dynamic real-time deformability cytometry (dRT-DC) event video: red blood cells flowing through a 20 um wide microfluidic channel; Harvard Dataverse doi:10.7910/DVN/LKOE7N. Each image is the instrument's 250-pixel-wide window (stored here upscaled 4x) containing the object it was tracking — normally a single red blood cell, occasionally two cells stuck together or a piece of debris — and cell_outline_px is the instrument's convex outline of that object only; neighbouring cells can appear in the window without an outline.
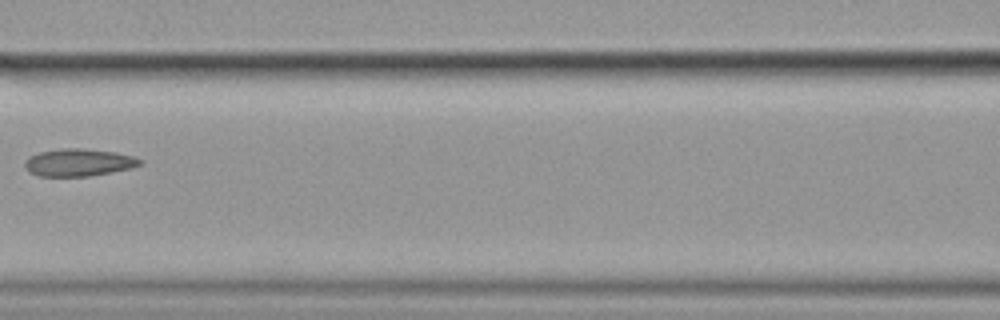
{"species": "common noctule bat (a hibernating species)", "species_latin": "Nyctalus noctula", "temperature_condition": "cold", "stored_images_in_passage": 7, "camera_frame_rate_fps": 3000, "um_per_image_px": 0.085, "animal": {"sex": "female", "body_mass_g": 19.9}, "frame": {"image": 1, "passage_image": 7, "time_ms": 2.0, "image_size_px": [1000, 320], "cell_outline_px": [[140, 164], [132, 168], [88, 176], [40, 176], [28, 172], [24, 164], [28, 156], [40, 152], [64, 148], [80, 148], [116, 152], [132, 156], [140, 160]], "centroid_in_image_um": [6.64, 13.81], "position_along_channel_um": 160.0, "area_um2": 18.21}}